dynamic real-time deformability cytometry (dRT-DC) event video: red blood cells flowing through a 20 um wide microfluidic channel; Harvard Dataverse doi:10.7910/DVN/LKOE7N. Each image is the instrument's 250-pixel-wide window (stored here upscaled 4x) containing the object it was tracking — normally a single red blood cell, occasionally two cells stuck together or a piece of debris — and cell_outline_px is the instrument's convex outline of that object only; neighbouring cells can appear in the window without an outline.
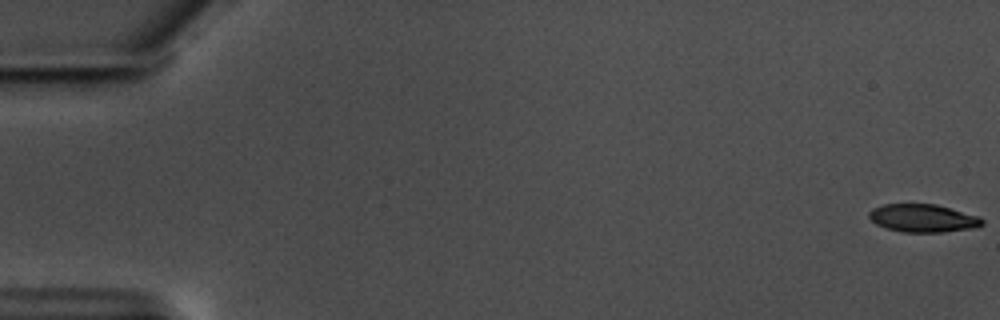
{"species": "common noctule bat (a hibernating species)", "species_latin": "Nyctalus noctula", "temperature_condition": "warm", "stored_images_in_passage": 59, "camera_frame_rate_fps": 3000, "um_per_image_px": 0.085, "animal": {"sex": "male", "body_mass_g": 17.5, "forearm_length_mm": 52.3}, "frame": {"image": 1, "passage_image": 1, "time_ms": 0.0, "image_size_px": [1000, 320], "cell_outline_px": [[984, 224], [976, 228], [944, 232], [904, 232], [888, 228], [876, 224], [868, 216], [868, 212], [872, 208], [884, 204], [936, 204], [980, 216], [984, 220]], "centroid_in_image_um": [78.49, 18.54], "position_along_channel_um": 6.5, "area_um2": 18.55}}
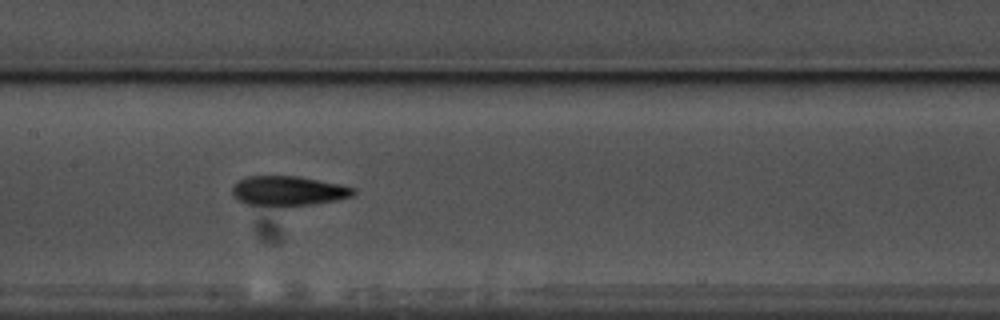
{"frame": {"image": 2, "passage_image": 30, "time_ms": 9.667, "image_size_px": [1000, 320], "cell_outline_px": [[356, 192], [352, 196], [336, 200], [312, 204], [284, 208], [280, 208], [244, 204], [236, 200], [232, 196], [232, 184], [236, 180], [248, 176], [300, 176], [340, 184], [356, 188]], "centroid_in_image_um": [24.43, 16.25], "position_along_channel_um": 183.0, "area_um2": 21.85}}
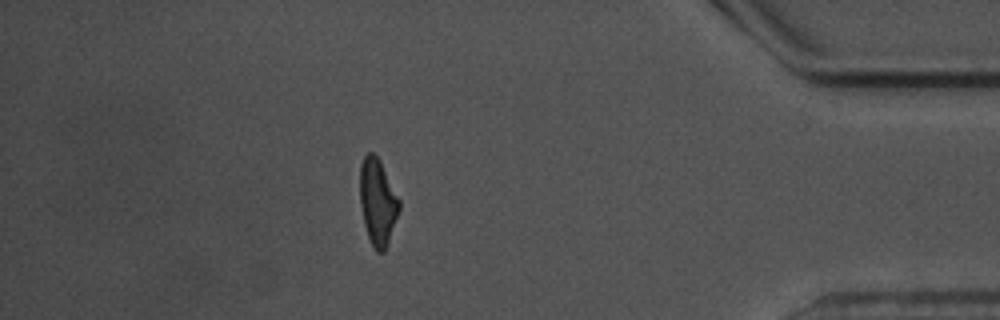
{"frame": {"image": 3, "passage_image": 52, "time_ms": 17.0, "image_size_px": [1000, 320], "cell_outline_px": [[400, 208], [384, 252], [376, 252], [368, 236], [364, 224], [360, 204], [360, 164], [364, 156], [368, 152], [372, 152], [380, 160], [400, 200]], "centroid_in_image_um": [32.09, 17.13], "position_along_channel_um": 403.1, "area_um2": 19.59}, "authors_computed_cell_mechanics": {"area_um2": 19.8832, "velocity_mm_per_s": 3.5502, "shape_relaxation_time_tau1_ms": 4.5041, "shape_relaxation_time_tau2_ms": 4.3132, "deformation_change_tau1": 0.176, "deformation_change_tau2": 0.1314}}